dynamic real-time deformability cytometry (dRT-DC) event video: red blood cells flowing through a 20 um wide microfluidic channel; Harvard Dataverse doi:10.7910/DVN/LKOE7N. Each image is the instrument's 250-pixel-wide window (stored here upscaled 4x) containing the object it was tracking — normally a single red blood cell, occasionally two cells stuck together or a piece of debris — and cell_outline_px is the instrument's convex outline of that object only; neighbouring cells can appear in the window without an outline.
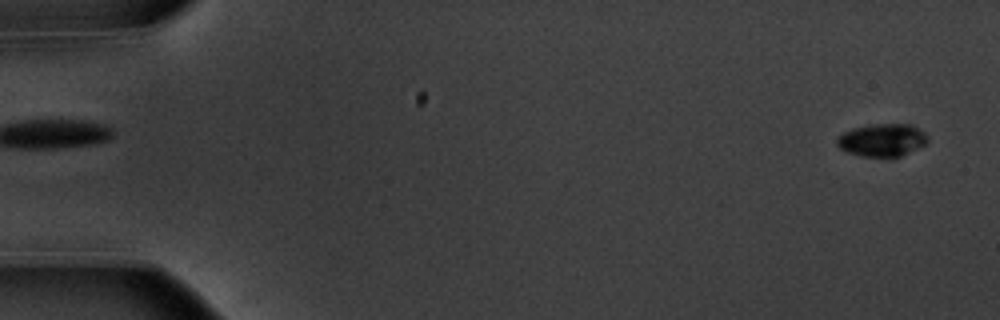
{"species": "common noctule bat (a hibernating species)", "species_latin": "Nyctalus noctula", "temperature_condition": "warm", "stored_images_in_passage": 31, "camera_frame_rate_fps": 3000, "um_per_image_px": 0.085, "animal": {"sex": "male", "body_mass_g": 20.1, "forearm_length_mm": 53.5}, "frame": {"image": 1, "passage_image": 2, "time_ms": 0.333, "image_size_px": [1000, 320], "cell_outline_px": [[928, 140], [924, 144], [900, 156], [860, 156], [848, 152], [840, 148], [836, 144], [836, 140], [844, 132], [852, 128], [872, 124], [912, 124], [924, 132], [928, 136]], "centroid_in_image_um": [74.97, 11.89], "position_along_channel_um": 10.0, "area_um2": 17.05}}
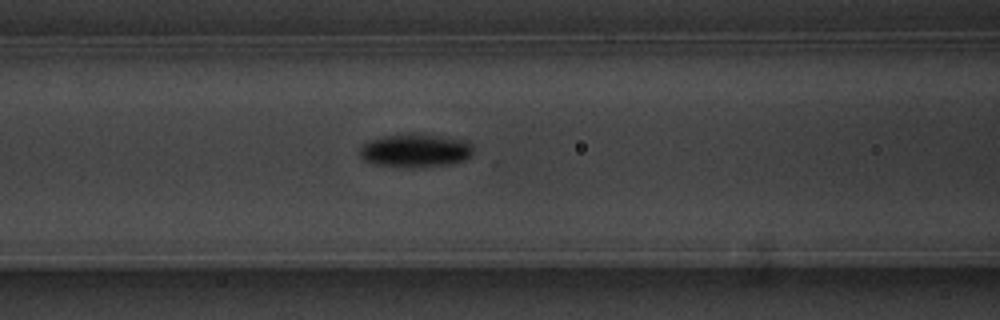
{"frame": {"image": 2, "passage_image": 23, "time_ms": 7.333, "image_size_px": [1000, 320], "cell_outline_px": [[472, 156], [464, 160], [444, 164], [420, 168], [412, 168], [372, 164], [364, 160], [360, 156], [360, 148], [368, 140], [388, 136], [412, 132], [468, 140], [472, 144]], "centroid_in_image_um": [35.31, 12.79], "position_along_channel_um": 131.3, "area_um2": 22.31}}
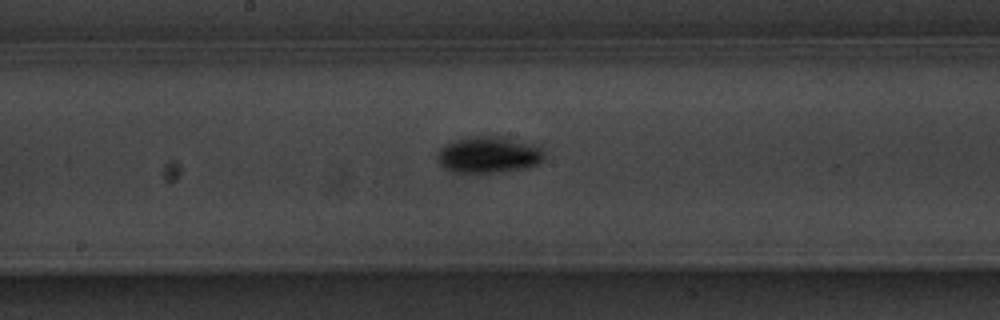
{"frame": {"image": 3, "passage_image": 29, "time_ms": 9.333, "image_size_px": [1000, 320], "cell_outline_px": [[544, 160], [536, 164], [524, 168], [492, 172], [452, 172], [444, 168], [436, 160], [436, 156], [440, 148], [444, 144], [456, 140], [476, 136], [500, 136], [540, 148], [544, 152]], "centroid_in_image_um": [41.46, 13.16], "position_along_channel_um": 206.7, "area_um2": 22.25}}